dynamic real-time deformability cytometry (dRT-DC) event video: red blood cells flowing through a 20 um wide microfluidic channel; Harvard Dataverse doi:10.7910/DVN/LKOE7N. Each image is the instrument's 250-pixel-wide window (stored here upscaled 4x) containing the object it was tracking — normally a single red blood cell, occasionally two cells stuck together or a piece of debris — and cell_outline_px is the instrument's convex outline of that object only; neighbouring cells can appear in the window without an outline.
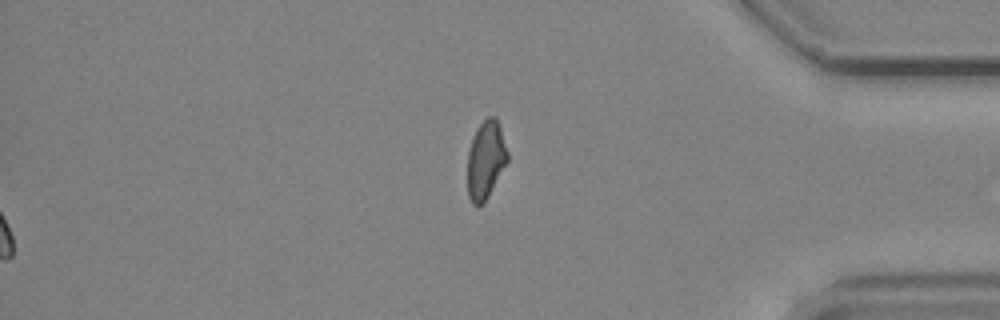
{"species": "common noctule bat (a hibernating species)", "species_latin": "Nyctalus noctula", "temperature_condition": "cold", "stored_images_in_passage": 41, "segment_of_instrument_passage": [2, 2], "camera_frame_rate_fps": 3000, "um_per_image_px": 0.085, "animal": {"sex": "male", "body_mass_g": 19.2, "forearm_length_mm": 51.8}, "frame": {"image": 1, "passage_image": 41, "time_ms": 13.333, "image_size_px": [1000, 320], "cell_outline_px": [[508, 160], [484, 204], [472, 204], [468, 196], [468, 152], [476, 128], [488, 116], [496, 116], [508, 152]], "centroid_in_image_um": [41.29, 13.59], "position_along_channel_um": 393.9, "area_um2": 18.03}}